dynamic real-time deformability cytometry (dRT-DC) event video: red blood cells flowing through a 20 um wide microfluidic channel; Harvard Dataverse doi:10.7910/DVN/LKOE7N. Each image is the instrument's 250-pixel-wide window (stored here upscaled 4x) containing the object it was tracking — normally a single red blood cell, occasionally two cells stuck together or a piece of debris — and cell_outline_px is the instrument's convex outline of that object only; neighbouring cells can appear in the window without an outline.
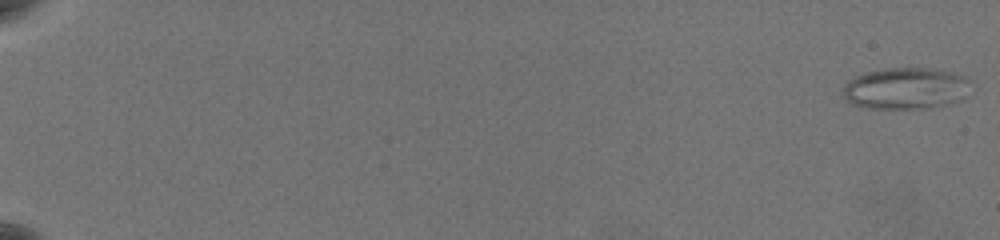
{"species": "common noctule bat (a hibernating species)", "species_latin": "Nyctalus noctula", "temperature_condition": "warm", "stored_images_in_passage": 53, "camera_frame_rate_fps": 3000, "um_per_image_px": 0.085, "animal": {"sex": "female", "body_mass_g": 19.5, "forearm_length_mm": 54.1}, "frame": {"image": 1, "passage_image": 1, "time_ms": 0.0, "image_size_px": [1000, 240], "cell_outline_px": [[968, 80], [960, 100], [932, 108], [868, 108], [856, 104], [848, 100], [844, 96], [844, 84], [848, 80], [856, 76], [868, 72], [888, 68], [928, 68], [952, 72], [964, 76]], "centroid_in_image_um": [76.95, 7.51], "position_along_channel_um": 8.1, "area_um2": 30.23}, "authors_computed_cell_mechanics": {"area_um2": 19.074, "velocity_mm_per_s": 3.602, "shape_relaxation_time_tau1_ms": null, "shape_relaxation_time_tau2_ms": 1.8051, "deformation_change_tau1": null, "deformation_change_tau2": 0.0952}}